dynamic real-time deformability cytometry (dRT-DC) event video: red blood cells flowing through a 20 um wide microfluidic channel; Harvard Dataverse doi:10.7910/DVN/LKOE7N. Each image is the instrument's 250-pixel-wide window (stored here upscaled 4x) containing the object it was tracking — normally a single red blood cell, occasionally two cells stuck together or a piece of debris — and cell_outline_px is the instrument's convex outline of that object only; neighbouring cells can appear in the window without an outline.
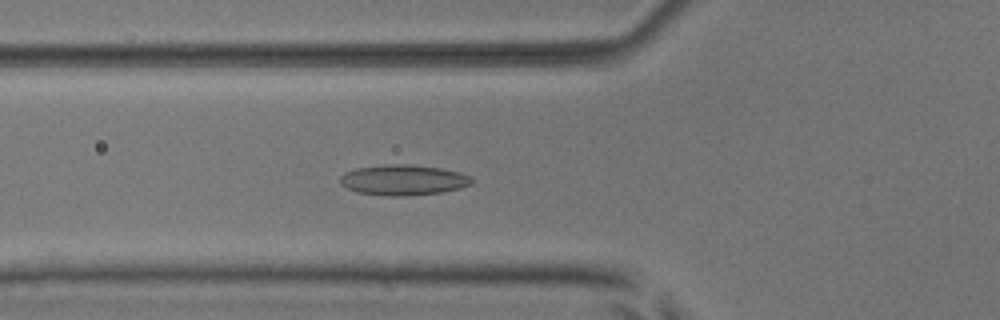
{"species": "common noctule bat (a hibernating species)", "species_latin": "Nyctalus noctula", "temperature_condition": "room temperature", "stored_images_in_passage": 53, "camera_frame_rate_fps": 3000, "um_per_image_px": 0.085, "animal": {"sex": "male", "body_mass_g": 17.9, "forearm_length_mm": 54.2}, "frame": {"image": 1, "passage_image": 19, "time_ms": 6.0, "image_size_px": [1000, 320], "cell_outline_px": [[472, 184], [460, 188], [440, 192], [404, 196], [388, 196], [356, 192], [340, 184], [340, 176], [344, 172], [356, 168], [384, 164], [404, 164], [440, 168], [460, 172], [468, 176], [472, 180]], "centroid_in_image_um": [34.23, 15.3], "position_along_channel_um": 91.6, "area_um2": 23.29}}
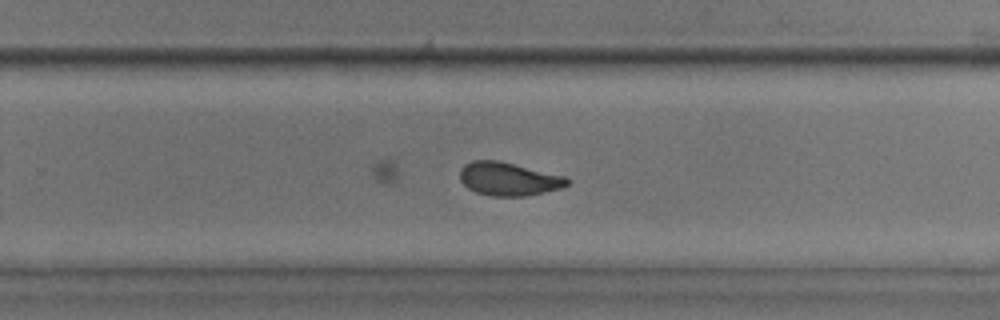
{"frame": {"image": 2, "passage_image": 34, "time_ms": 11.0, "image_size_px": [1000, 320], "cell_outline_px": [[572, 180], [568, 184], [560, 188], [544, 192], [524, 196], [492, 196], [476, 192], [468, 188], [460, 180], [460, 168], [464, 164], [472, 160], [500, 160], [564, 176]], "centroid_in_image_um": [43.21, 15.2], "position_along_channel_um": 286.6, "area_um2": 20.87}}
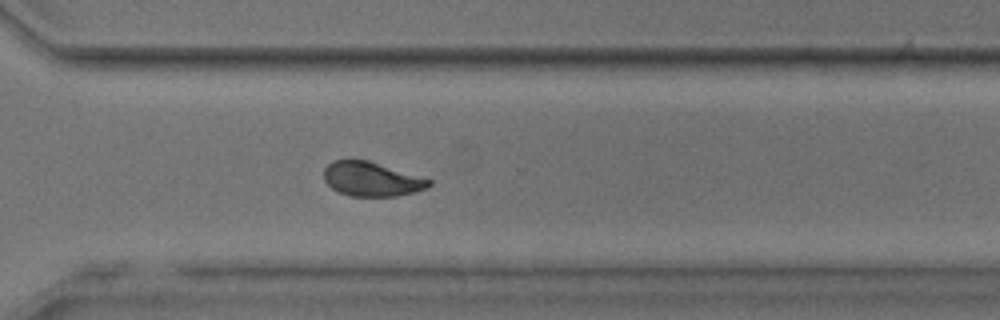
{"frame": {"image": 3, "passage_image": 38, "time_ms": 12.333, "image_size_px": [1000, 320], "cell_outline_px": [[432, 184], [428, 188], [396, 196], [348, 196], [332, 188], [324, 180], [324, 168], [332, 160], [368, 160], [432, 180]], "centroid_in_image_um": [31.57, 15.22], "position_along_channel_um": 339.0, "area_um2": 20.87}, "authors_computed_cell_mechanics": {"area_um2": 21.6172, "velocity_mm_per_s": 3.9047, "shape_relaxation_time_tau1_ms": 4.1308, "shape_relaxation_time_tau2_ms": 1.3998, "deformation_change_tau1": 0.0919, "deformation_change_tau2": 0.0742}}